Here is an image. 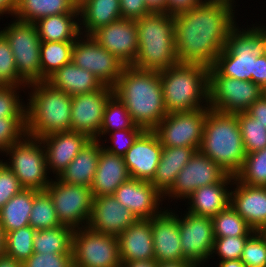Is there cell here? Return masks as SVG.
Here are the masks:
<instances>
[{
  "label": "cell",
  "mask_w": 266,
  "mask_h": 267,
  "mask_svg": "<svg viewBox=\"0 0 266 267\" xmlns=\"http://www.w3.org/2000/svg\"><path fill=\"white\" fill-rule=\"evenodd\" d=\"M235 0H205L174 15V37L179 63L213 67L225 48L229 32L237 24ZM234 11V12H233ZM236 17V18H235Z\"/></svg>",
  "instance_id": "1"
},
{
  "label": "cell",
  "mask_w": 266,
  "mask_h": 267,
  "mask_svg": "<svg viewBox=\"0 0 266 267\" xmlns=\"http://www.w3.org/2000/svg\"><path fill=\"white\" fill-rule=\"evenodd\" d=\"M113 89L135 125L143 130L152 131L168 114L159 71L124 66Z\"/></svg>",
  "instance_id": "2"
},
{
  "label": "cell",
  "mask_w": 266,
  "mask_h": 267,
  "mask_svg": "<svg viewBox=\"0 0 266 267\" xmlns=\"http://www.w3.org/2000/svg\"><path fill=\"white\" fill-rule=\"evenodd\" d=\"M27 87L26 135L41 139L70 131L72 96L46 81L30 83Z\"/></svg>",
  "instance_id": "3"
},
{
  "label": "cell",
  "mask_w": 266,
  "mask_h": 267,
  "mask_svg": "<svg viewBox=\"0 0 266 267\" xmlns=\"http://www.w3.org/2000/svg\"><path fill=\"white\" fill-rule=\"evenodd\" d=\"M199 151L227 174L235 176L241 170L246 157L237 115L206 108Z\"/></svg>",
  "instance_id": "4"
},
{
  "label": "cell",
  "mask_w": 266,
  "mask_h": 267,
  "mask_svg": "<svg viewBox=\"0 0 266 267\" xmlns=\"http://www.w3.org/2000/svg\"><path fill=\"white\" fill-rule=\"evenodd\" d=\"M138 53L133 67L162 71L178 63L174 37V16L150 12L136 20Z\"/></svg>",
  "instance_id": "5"
},
{
  "label": "cell",
  "mask_w": 266,
  "mask_h": 267,
  "mask_svg": "<svg viewBox=\"0 0 266 267\" xmlns=\"http://www.w3.org/2000/svg\"><path fill=\"white\" fill-rule=\"evenodd\" d=\"M208 70L199 64L178 62L159 71L167 113L209 107Z\"/></svg>",
  "instance_id": "6"
},
{
  "label": "cell",
  "mask_w": 266,
  "mask_h": 267,
  "mask_svg": "<svg viewBox=\"0 0 266 267\" xmlns=\"http://www.w3.org/2000/svg\"><path fill=\"white\" fill-rule=\"evenodd\" d=\"M248 26L244 30L236 24L229 32L225 48L213 65L221 76L251 81L256 58L266 53V27Z\"/></svg>",
  "instance_id": "7"
},
{
  "label": "cell",
  "mask_w": 266,
  "mask_h": 267,
  "mask_svg": "<svg viewBox=\"0 0 266 267\" xmlns=\"http://www.w3.org/2000/svg\"><path fill=\"white\" fill-rule=\"evenodd\" d=\"M3 154L9 157L8 162L3 161L4 159L1 161L14 172L23 188L46 190L51 178L47 171L46 152L41 139L25 135Z\"/></svg>",
  "instance_id": "8"
},
{
  "label": "cell",
  "mask_w": 266,
  "mask_h": 267,
  "mask_svg": "<svg viewBox=\"0 0 266 267\" xmlns=\"http://www.w3.org/2000/svg\"><path fill=\"white\" fill-rule=\"evenodd\" d=\"M10 23L0 33L11 47L19 77L27 85L41 82V40L36 25L16 18Z\"/></svg>",
  "instance_id": "9"
},
{
  "label": "cell",
  "mask_w": 266,
  "mask_h": 267,
  "mask_svg": "<svg viewBox=\"0 0 266 267\" xmlns=\"http://www.w3.org/2000/svg\"><path fill=\"white\" fill-rule=\"evenodd\" d=\"M263 95V89L249 80L221 76L208 70V105L210 109L236 114L246 112Z\"/></svg>",
  "instance_id": "10"
},
{
  "label": "cell",
  "mask_w": 266,
  "mask_h": 267,
  "mask_svg": "<svg viewBox=\"0 0 266 267\" xmlns=\"http://www.w3.org/2000/svg\"><path fill=\"white\" fill-rule=\"evenodd\" d=\"M72 258L76 267H121L118 238L88 226L74 229Z\"/></svg>",
  "instance_id": "11"
},
{
  "label": "cell",
  "mask_w": 266,
  "mask_h": 267,
  "mask_svg": "<svg viewBox=\"0 0 266 267\" xmlns=\"http://www.w3.org/2000/svg\"><path fill=\"white\" fill-rule=\"evenodd\" d=\"M45 191L51 197L61 225L73 229L87 227L93 202L90 187L67 184L55 177Z\"/></svg>",
  "instance_id": "12"
},
{
  "label": "cell",
  "mask_w": 266,
  "mask_h": 267,
  "mask_svg": "<svg viewBox=\"0 0 266 267\" xmlns=\"http://www.w3.org/2000/svg\"><path fill=\"white\" fill-rule=\"evenodd\" d=\"M205 119L206 108L168 113L152 131L163 147H192L199 151Z\"/></svg>",
  "instance_id": "13"
},
{
  "label": "cell",
  "mask_w": 266,
  "mask_h": 267,
  "mask_svg": "<svg viewBox=\"0 0 266 267\" xmlns=\"http://www.w3.org/2000/svg\"><path fill=\"white\" fill-rule=\"evenodd\" d=\"M81 35L74 42L72 62L90 71L103 85L114 87L125 65L91 35Z\"/></svg>",
  "instance_id": "14"
},
{
  "label": "cell",
  "mask_w": 266,
  "mask_h": 267,
  "mask_svg": "<svg viewBox=\"0 0 266 267\" xmlns=\"http://www.w3.org/2000/svg\"><path fill=\"white\" fill-rule=\"evenodd\" d=\"M184 212V216L178 215L182 256L196 267H204L210 261L215 241L212 218Z\"/></svg>",
  "instance_id": "15"
},
{
  "label": "cell",
  "mask_w": 266,
  "mask_h": 267,
  "mask_svg": "<svg viewBox=\"0 0 266 267\" xmlns=\"http://www.w3.org/2000/svg\"><path fill=\"white\" fill-rule=\"evenodd\" d=\"M227 175V172L209 157L196 151L178 173L173 187L164 196V202L168 199L185 200L197 188L220 182Z\"/></svg>",
  "instance_id": "16"
},
{
  "label": "cell",
  "mask_w": 266,
  "mask_h": 267,
  "mask_svg": "<svg viewBox=\"0 0 266 267\" xmlns=\"http://www.w3.org/2000/svg\"><path fill=\"white\" fill-rule=\"evenodd\" d=\"M113 95V87L104 85L90 93L72 96L70 130L96 139L100 134L106 104Z\"/></svg>",
  "instance_id": "17"
},
{
  "label": "cell",
  "mask_w": 266,
  "mask_h": 267,
  "mask_svg": "<svg viewBox=\"0 0 266 267\" xmlns=\"http://www.w3.org/2000/svg\"><path fill=\"white\" fill-rule=\"evenodd\" d=\"M91 36L125 66L133 65L138 53L136 21L121 18L99 28Z\"/></svg>",
  "instance_id": "18"
},
{
  "label": "cell",
  "mask_w": 266,
  "mask_h": 267,
  "mask_svg": "<svg viewBox=\"0 0 266 267\" xmlns=\"http://www.w3.org/2000/svg\"><path fill=\"white\" fill-rule=\"evenodd\" d=\"M113 195L137 219H151L165 209L162 206L164 196L150 181L129 178L116 189ZM160 205L162 207H159Z\"/></svg>",
  "instance_id": "19"
},
{
  "label": "cell",
  "mask_w": 266,
  "mask_h": 267,
  "mask_svg": "<svg viewBox=\"0 0 266 267\" xmlns=\"http://www.w3.org/2000/svg\"><path fill=\"white\" fill-rule=\"evenodd\" d=\"M163 146L153 131L144 130L123 156L130 178L151 181L160 162Z\"/></svg>",
  "instance_id": "20"
},
{
  "label": "cell",
  "mask_w": 266,
  "mask_h": 267,
  "mask_svg": "<svg viewBox=\"0 0 266 267\" xmlns=\"http://www.w3.org/2000/svg\"><path fill=\"white\" fill-rule=\"evenodd\" d=\"M137 220V217L116 200L114 195H107L93 197L87 226L97 233L118 237Z\"/></svg>",
  "instance_id": "21"
},
{
  "label": "cell",
  "mask_w": 266,
  "mask_h": 267,
  "mask_svg": "<svg viewBox=\"0 0 266 267\" xmlns=\"http://www.w3.org/2000/svg\"><path fill=\"white\" fill-rule=\"evenodd\" d=\"M155 260L157 262L186 261L182 256L178 214L164 209L151 218Z\"/></svg>",
  "instance_id": "22"
},
{
  "label": "cell",
  "mask_w": 266,
  "mask_h": 267,
  "mask_svg": "<svg viewBox=\"0 0 266 267\" xmlns=\"http://www.w3.org/2000/svg\"><path fill=\"white\" fill-rule=\"evenodd\" d=\"M90 138L76 131H63L41 138L46 152L47 171L57 178Z\"/></svg>",
  "instance_id": "23"
},
{
  "label": "cell",
  "mask_w": 266,
  "mask_h": 267,
  "mask_svg": "<svg viewBox=\"0 0 266 267\" xmlns=\"http://www.w3.org/2000/svg\"><path fill=\"white\" fill-rule=\"evenodd\" d=\"M231 188V207L253 230L266 226V186L245 185L234 177Z\"/></svg>",
  "instance_id": "24"
},
{
  "label": "cell",
  "mask_w": 266,
  "mask_h": 267,
  "mask_svg": "<svg viewBox=\"0 0 266 267\" xmlns=\"http://www.w3.org/2000/svg\"><path fill=\"white\" fill-rule=\"evenodd\" d=\"M234 177L227 175L222 181L197 188L189 197L186 212L213 218L230 205V192ZM229 185V186H228ZM229 188V189H228Z\"/></svg>",
  "instance_id": "25"
},
{
  "label": "cell",
  "mask_w": 266,
  "mask_h": 267,
  "mask_svg": "<svg viewBox=\"0 0 266 267\" xmlns=\"http://www.w3.org/2000/svg\"><path fill=\"white\" fill-rule=\"evenodd\" d=\"M117 238L121 263L155 259L151 219H138Z\"/></svg>",
  "instance_id": "26"
},
{
  "label": "cell",
  "mask_w": 266,
  "mask_h": 267,
  "mask_svg": "<svg viewBox=\"0 0 266 267\" xmlns=\"http://www.w3.org/2000/svg\"><path fill=\"white\" fill-rule=\"evenodd\" d=\"M130 178L124 158L101 149L93 183V197L113 195Z\"/></svg>",
  "instance_id": "27"
},
{
  "label": "cell",
  "mask_w": 266,
  "mask_h": 267,
  "mask_svg": "<svg viewBox=\"0 0 266 267\" xmlns=\"http://www.w3.org/2000/svg\"><path fill=\"white\" fill-rule=\"evenodd\" d=\"M102 148L100 140L90 139L57 179L67 184L91 187Z\"/></svg>",
  "instance_id": "28"
},
{
  "label": "cell",
  "mask_w": 266,
  "mask_h": 267,
  "mask_svg": "<svg viewBox=\"0 0 266 267\" xmlns=\"http://www.w3.org/2000/svg\"><path fill=\"white\" fill-rule=\"evenodd\" d=\"M46 82L71 96L90 93L104 86L94 74L73 62L56 70Z\"/></svg>",
  "instance_id": "29"
},
{
  "label": "cell",
  "mask_w": 266,
  "mask_h": 267,
  "mask_svg": "<svg viewBox=\"0 0 266 267\" xmlns=\"http://www.w3.org/2000/svg\"><path fill=\"white\" fill-rule=\"evenodd\" d=\"M196 150L192 147H163L160 162L151 184L165 196L173 187L182 168L189 162Z\"/></svg>",
  "instance_id": "30"
},
{
  "label": "cell",
  "mask_w": 266,
  "mask_h": 267,
  "mask_svg": "<svg viewBox=\"0 0 266 267\" xmlns=\"http://www.w3.org/2000/svg\"><path fill=\"white\" fill-rule=\"evenodd\" d=\"M78 9L80 31L84 35H92L122 18L120 0H87Z\"/></svg>",
  "instance_id": "31"
},
{
  "label": "cell",
  "mask_w": 266,
  "mask_h": 267,
  "mask_svg": "<svg viewBox=\"0 0 266 267\" xmlns=\"http://www.w3.org/2000/svg\"><path fill=\"white\" fill-rule=\"evenodd\" d=\"M34 24L41 42L75 41L81 35L79 13L46 16Z\"/></svg>",
  "instance_id": "32"
},
{
  "label": "cell",
  "mask_w": 266,
  "mask_h": 267,
  "mask_svg": "<svg viewBox=\"0 0 266 267\" xmlns=\"http://www.w3.org/2000/svg\"><path fill=\"white\" fill-rule=\"evenodd\" d=\"M38 190L22 189L0 209V225L6 233L26 227Z\"/></svg>",
  "instance_id": "33"
},
{
  "label": "cell",
  "mask_w": 266,
  "mask_h": 267,
  "mask_svg": "<svg viewBox=\"0 0 266 267\" xmlns=\"http://www.w3.org/2000/svg\"><path fill=\"white\" fill-rule=\"evenodd\" d=\"M65 13H79L70 0H16L13 17L35 23L40 18Z\"/></svg>",
  "instance_id": "34"
},
{
  "label": "cell",
  "mask_w": 266,
  "mask_h": 267,
  "mask_svg": "<svg viewBox=\"0 0 266 267\" xmlns=\"http://www.w3.org/2000/svg\"><path fill=\"white\" fill-rule=\"evenodd\" d=\"M74 229L65 225L36 230L33 240L35 253L72 254Z\"/></svg>",
  "instance_id": "35"
},
{
  "label": "cell",
  "mask_w": 266,
  "mask_h": 267,
  "mask_svg": "<svg viewBox=\"0 0 266 267\" xmlns=\"http://www.w3.org/2000/svg\"><path fill=\"white\" fill-rule=\"evenodd\" d=\"M74 42L75 41L41 42V81H46L56 70L72 62Z\"/></svg>",
  "instance_id": "36"
},
{
  "label": "cell",
  "mask_w": 266,
  "mask_h": 267,
  "mask_svg": "<svg viewBox=\"0 0 266 267\" xmlns=\"http://www.w3.org/2000/svg\"><path fill=\"white\" fill-rule=\"evenodd\" d=\"M135 127L136 125L125 105L116 95H113L106 104L100 134L96 139L102 141V143L107 142L109 144L108 137L105 135L113 131L134 129ZM102 137H104V140L101 139Z\"/></svg>",
  "instance_id": "37"
},
{
  "label": "cell",
  "mask_w": 266,
  "mask_h": 267,
  "mask_svg": "<svg viewBox=\"0 0 266 267\" xmlns=\"http://www.w3.org/2000/svg\"><path fill=\"white\" fill-rule=\"evenodd\" d=\"M214 237L251 236L253 230L229 205L212 218Z\"/></svg>",
  "instance_id": "38"
},
{
  "label": "cell",
  "mask_w": 266,
  "mask_h": 267,
  "mask_svg": "<svg viewBox=\"0 0 266 267\" xmlns=\"http://www.w3.org/2000/svg\"><path fill=\"white\" fill-rule=\"evenodd\" d=\"M29 224L35 230L61 226L51 197L46 191H38L35 194Z\"/></svg>",
  "instance_id": "39"
},
{
  "label": "cell",
  "mask_w": 266,
  "mask_h": 267,
  "mask_svg": "<svg viewBox=\"0 0 266 267\" xmlns=\"http://www.w3.org/2000/svg\"><path fill=\"white\" fill-rule=\"evenodd\" d=\"M36 230L30 225L6 233L5 255L23 263L33 253V240Z\"/></svg>",
  "instance_id": "40"
},
{
  "label": "cell",
  "mask_w": 266,
  "mask_h": 267,
  "mask_svg": "<svg viewBox=\"0 0 266 267\" xmlns=\"http://www.w3.org/2000/svg\"><path fill=\"white\" fill-rule=\"evenodd\" d=\"M235 178L245 185L266 186V147L246 154L241 170Z\"/></svg>",
  "instance_id": "41"
},
{
  "label": "cell",
  "mask_w": 266,
  "mask_h": 267,
  "mask_svg": "<svg viewBox=\"0 0 266 267\" xmlns=\"http://www.w3.org/2000/svg\"><path fill=\"white\" fill-rule=\"evenodd\" d=\"M246 154L266 147V127L246 112L236 113Z\"/></svg>",
  "instance_id": "42"
},
{
  "label": "cell",
  "mask_w": 266,
  "mask_h": 267,
  "mask_svg": "<svg viewBox=\"0 0 266 267\" xmlns=\"http://www.w3.org/2000/svg\"><path fill=\"white\" fill-rule=\"evenodd\" d=\"M0 86L27 87L19 77L13 52L6 38L0 33Z\"/></svg>",
  "instance_id": "43"
},
{
  "label": "cell",
  "mask_w": 266,
  "mask_h": 267,
  "mask_svg": "<svg viewBox=\"0 0 266 267\" xmlns=\"http://www.w3.org/2000/svg\"><path fill=\"white\" fill-rule=\"evenodd\" d=\"M25 88L27 87L0 86V118L26 117V103L22 102V95L19 94Z\"/></svg>",
  "instance_id": "44"
},
{
  "label": "cell",
  "mask_w": 266,
  "mask_h": 267,
  "mask_svg": "<svg viewBox=\"0 0 266 267\" xmlns=\"http://www.w3.org/2000/svg\"><path fill=\"white\" fill-rule=\"evenodd\" d=\"M26 135V117L0 118V153Z\"/></svg>",
  "instance_id": "45"
},
{
  "label": "cell",
  "mask_w": 266,
  "mask_h": 267,
  "mask_svg": "<svg viewBox=\"0 0 266 267\" xmlns=\"http://www.w3.org/2000/svg\"><path fill=\"white\" fill-rule=\"evenodd\" d=\"M250 236L215 237L210 259L218 256L219 261L239 260L245 243Z\"/></svg>",
  "instance_id": "46"
},
{
  "label": "cell",
  "mask_w": 266,
  "mask_h": 267,
  "mask_svg": "<svg viewBox=\"0 0 266 267\" xmlns=\"http://www.w3.org/2000/svg\"><path fill=\"white\" fill-rule=\"evenodd\" d=\"M241 262L246 267H266V243L257 231L247 239Z\"/></svg>",
  "instance_id": "47"
},
{
  "label": "cell",
  "mask_w": 266,
  "mask_h": 267,
  "mask_svg": "<svg viewBox=\"0 0 266 267\" xmlns=\"http://www.w3.org/2000/svg\"><path fill=\"white\" fill-rule=\"evenodd\" d=\"M144 130L136 126L134 129H125V130H117L110 132L108 134L110 144L112 145H106L105 143H101L103 149H105L107 152H110L112 154H116L118 156H124L125 153L128 151V149L133 145L134 141L137 139V137L143 132Z\"/></svg>",
  "instance_id": "48"
},
{
  "label": "cell",
  "mask_w": 266,
  "mask_h": 267,
  "mask_svg": "<svg viewBox=\"0 0 266 267\" xmlns=\"http://www.w3.org/2000/svg\"><path fill=\"white\" fill-rule=\"evenodd\" d=\"M72 254L33 253L22 267H72Z\"/></svg>",
  "instance_id": "49"
},
{
  "label": "cell",
  "mask_w": 266,
  "mask_h": 267,
  "mask_svg": "<svg viewBox=\"0 0 266 267\" xmlns=\"http://www.w3.org/2000/svg\"><path fill=\"white\" fill-rule=\"evenodd\" d=\"M22 189L24 188L14 175V172L0 159V209Z\"/></svg>",
  "instance_id": "50"
},
{
  "label": "cell",
  "mask_w": 266,
  "mask_h": 267,
  "mask_svg": "<svg viewBox=\"0 0 266 267\" xmlns=\"http://www.w3.org/2000/svg\"><path fill=\"white\" fill-rule=\"evenodd\" d=\"M121 16L123 19L139 20L151 11L144 0H120Z\"/></svg>",
  "instance_id": "51"
},
{
  "label": "cell",
  "mask_w": 266,
  "mask_h": 267,
  "mask_svg": "<svg viewBox=\"0 0 266 267\" xmlns=\"http://www.w3.org/2000/svg\"><path fill=\"white\" fill-rule=\"evenodd\" d=\"M205 0H166V13L177 15L201 5Z\"/></svg>",
  "instance_id": "52"
},
{
  "label": "cell",
  "mask_w": 266,
  "mask_h": 267,
  "mask_svg": "<svg viewBox=\"0 0 266 267\" xmlns=\"http://www.w3.org/2000/svg\"><path fill=\"white\" fill-rule=\"evenodd\" d=\"M246 113L266 127V97L262 95L249 107Z\"/></svg>",
  "instance_id": "53"
},
{
  "label": "cell",
  "mask_w": 266,
  "mask_h": 267,
  "mask_svg": "<svg viewBox=\"0 0 266 267\" xmlns=\"http://www.w3.org/2000/svg\"><path fill=\"white\" fill-rule=\"evenodd\" d=\"M251 81L259 85L262 89L266 86V53L256 58Z\"/></svg>",
  "instance_id": "54"
},
{
  "label": "cell",
  "mask_w": 266,
  "mask_h": 267,
  "mask_svg": "<svg viewBox=\"0 0 266 267\" xmlns=\"http://www.w3.org/2000/svg\"><path fill=\"white\" fill-rule=\"evenodd\" d=\"M144 2L151 12L166 13V0H144Z\"/></svg>",
  "instance_id": "55"
},
{
  "label": "cell",
  "mask_w": 266,
  "mask_h": 267,
  "mask_svg": "<svg viewBox=\"0 0 266 267\" xmlns=\"http://www.w3.org/2000/svg\"><path fill=\"white\" fill-rule=\"evenodd\" d=\"M16 7V0H0V17L4 14L13 16Z\"/></svg>",
  "instance_id": "56"
},
{
  "label": "cell",
  "mask_w": 266,
  "mask_h": 267,
  "mask_svg": "<svg viewBox=\"0 0 266 267\" xmlns=\"http://www.w3.org/2000/svg\"><path fill=\"white\" fill-rule=\"evenodd\" d=\"M121 267H157V261L155 259L138 260V261L122 263Z\"/></svg>",
  "instance_id": "57"
},
{
  "label": "cell",
  "mask_w": 266,
  "mask_h": 267,
  "mask_svg": "<svg viewBox=\"0 0 266 267\" xmlns=\"http://www.w3.org/2000/svg\"><path fill=\"white\" fill-rule=\"evenodd\" d=\"M157 267H196L189 261L157 262Z\"/></svg>",
  "instance_id": "58"
},
{
  "label": "cell",
  "mask_w": 266,
  "mask_h": 267,
  "mask_svg": "<svg viewBox=\"0 0 266 267\" xmlns=\"http://www.w3.org/2000/svg\"><path fill=\"white\" fill-rule=\"evenodd\" d=\"M0 267H22V263L7 255L0 257Z\"/></svg>",
  "instance_id": "59"
},
{
  "label": "cell",
  "mask_w": 266,
  "mask_h": 267,
  "mask_svg": "<svg viewBox=\"0 0 266 267\" xmlns=\"http://www.w3.org/2000/svg\"><path fill=\"white\" fill-rule=\"evenodd\" d=\"M246 267L242 262L241 259L239 260H225L219 261L215 267Z\"/></svg>",
  "instance_id": "60"
},
{
  "label": "cell",
  "mask_w": 266,
  "mask_h": 267,
  "mask_svg": "<svg viewBox=\"0 0 266 267\" xmlns=\"http://www.w3.org/2000/svg\"><path fill=\"white\" fill-rule=\"evenodd\" d=\"M5 232L0 225V257L5 255Z\"/></svg>",
  "instance_id": "61"
},
{
  "label": "cell",
  "mask_w": 266,
  "mask_h": 267,
  "mask_svg": "<svg viewBox=\"0 0 266 267\" xmlns=\"http://www.w3.org/2000/svg\"><path fill=\"white\" fill-rule=\"evenodd\" d=\"M266 243V226H263L257 230Z\"/></svg>",
  "instance_id": "62"
},
{
  "label": "cell",
  "mask_w": 266,
  "mask_h": 267,
  "mask_svg": "<svg viewBox=\"0 0 266 267\" xmlns=\"http://www.w3.org/2000/svg\"><path fill=\"white\" fill-rule=\"evenodd\" d=\"M77 8H79L87 0H70Z\"/></svg>",
  "instance_id": "63"
},
{
  "label": "cell",
  "mask_w": 266,
  "mask_h": 267,
  "mask_svg": "<svg viewBox=\"0 0 266 267\" xmlns=\"http://www.w3.org/2000/svg\"><path fill=\"white\" fill-rule=\"evenodd\" d=\"M263 95L266 97V86L263 88Z\"/></svg>",
  "instance_id": "64"
}]
</instances>
